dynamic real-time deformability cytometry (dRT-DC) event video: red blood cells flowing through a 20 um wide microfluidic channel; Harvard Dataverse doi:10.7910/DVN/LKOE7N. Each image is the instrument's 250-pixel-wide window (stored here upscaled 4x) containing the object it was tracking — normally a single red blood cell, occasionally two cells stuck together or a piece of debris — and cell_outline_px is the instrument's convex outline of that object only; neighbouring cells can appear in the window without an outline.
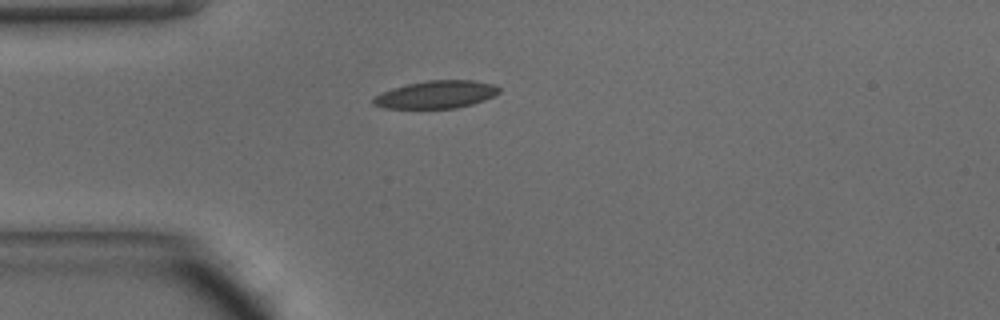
{"species": "common noctule bat (a hibernating species)", "species_latin": "Nyctalus noctula", "temperature_condition": "warm", "stored_images_in_passage": 36, "camera_frame_rate_fps": 3000, "um_per_image_px": 0.085, "animal": {"sex": "male", "body_mass_g": 15.6}, "frame": {"image": 1, "passage_image": 1, "time_ms": 0.0, "image_size_px": [1000, 320], "cell_outline_px": [[500, 92], [484, 100], [472, 104], [456, 108], [384, 108], [372, 104], [372, 100], [376, 96], [392, 88], [408, 84], [428, 80], [472, 80], [496, 84], [500, 88]], "centroid_in_image_um": [37.11, 8.03], "position_along_channel_um": 47.9, "area_um2": 20.17}}
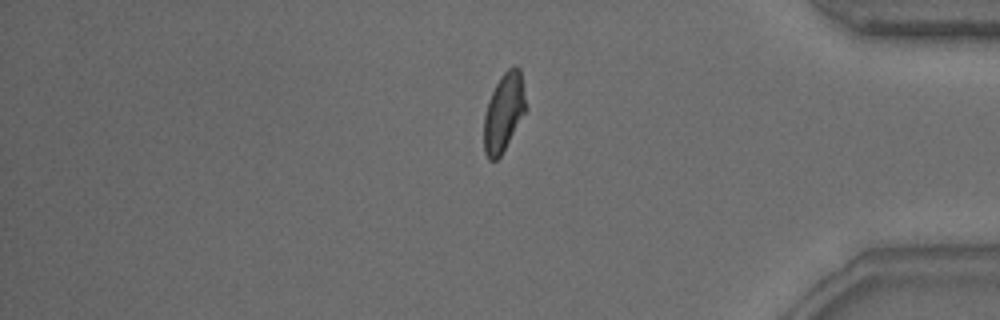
{"frame": {"image": 2, "passage_image": 28, "time_ms": 9.0, "image_size_px": [1000, 320], "cell_outline_px": [[528, 108], [500, 156], [496, 160], [488, 160], [484, 152], [484, 116], [488, 100], [500, 76], [512, 64], [516, 64], [520, 68]], "centroid_in_image_um": [42.84, 9.5], "position_along_channel_um": 392.4, "area_um2": 19.36}}
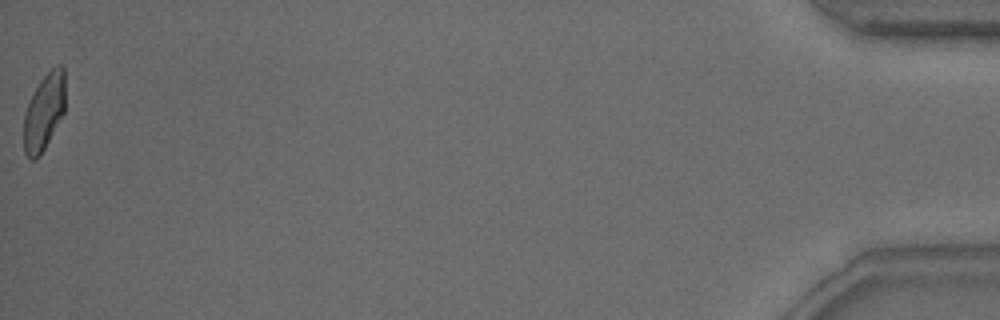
{"frame": {"image": 3, "passage_image": 36, "time_ms": 11.667, "image_size_px": [1000, 320], "cell_outline_px": [[64, 112], [40, 156], [36, 160], [32, 160], [24, 152], [24, 112], [40, 80], [56, 64], [60, 64], [64, 68]], "centroid_in_image_um": [3.74, 9.51], "position_along_channel_um": 431.5, "area_um2": 18.26}, "authors_computed_cell_mechanics": {"area_um2": 19.5653, "velocity_mm_per_s": 4.2426, "shape_relaxation_time_tau1_ms": 5.2477, "shape_relaxation_time_tau2_ms": 1.5054, "deformation_change_tau1": 0.1581, "deformation_change_tau2": 0.0765}}